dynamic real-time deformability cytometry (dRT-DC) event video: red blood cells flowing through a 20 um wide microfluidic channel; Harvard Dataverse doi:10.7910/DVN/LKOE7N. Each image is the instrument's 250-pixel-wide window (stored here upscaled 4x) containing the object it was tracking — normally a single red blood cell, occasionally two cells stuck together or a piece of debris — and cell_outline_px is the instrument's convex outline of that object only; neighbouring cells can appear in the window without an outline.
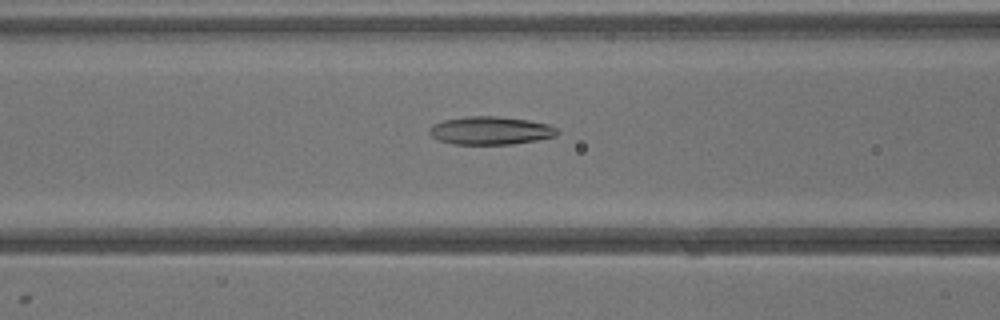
{"species": "common noctule bat (a hibernating species)", "species_latin": "Nyctalus noctula", "temperature_condition": "warm", "stored_images_in_passage": 37, "camera_frame_rate_fps": 3000, "um_per_image_px": 0.085, "animal": {"sex": "male", "body_mass_g": 13.3}, "frame": {"image": 1, "passage_image": 15, "time_ms": 4.667, "image_size_px": [1000, 320], "cell_outline_px": [[556, 136], [536, 140], [512, 144], [452, 144], [440, 140], [432, 136], [428, 132], [428, 128], [432, 124], [444, 120], [468, 116], [496, 116], [528, 120], [548, 124], [556, 128]], "centroid_in_image_um": [41.65, 11.09], "position_along_channel_um": 124.9, "area_um2": 20.81}}
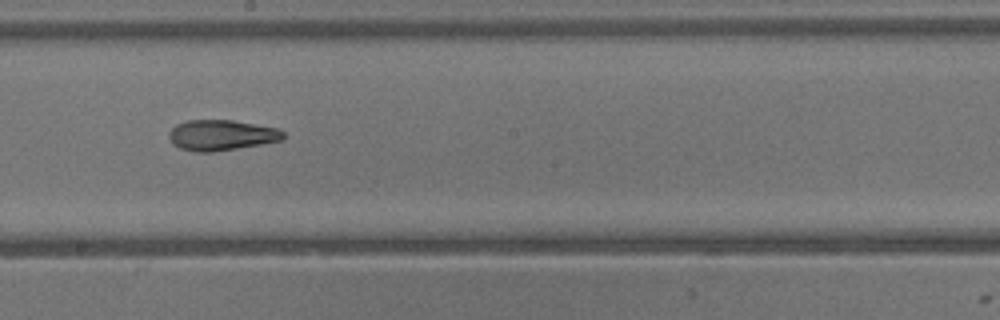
{"frame": {"image": 2, "passage_image": 21, "time_ms": 6.667, "image_size_px": [1000, 320], "cell_outline_px": [[284, 140], [212, 152], [196, 152], [180, 148], [172, 144], [168, 136], [168, 132], [176, 124], [188, 120], [232, 120], [276, 128], [284, 132]], "centroid_in_image_um": [18.78, 11.49], "position_along_channel_um": 229.4, "area_um2": 20.29}}
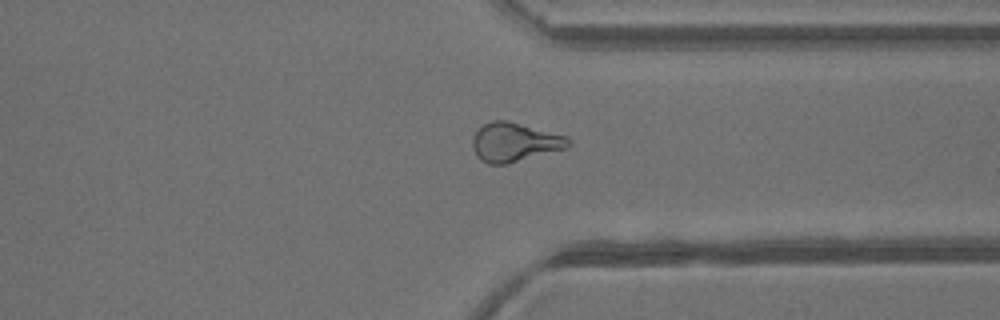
{"frame": {"image": 3, "passage_image": 29, "time_ms": 9.333, "image_size_px": [1000, 320], "cell_outline_px": [[572, 144], [568, 148], [508, 164], [488, 164], [480, 160], [476, 156], [472, 148], [472, 140], [476, 132], [484, 124], [492, 120], [508, 120], [568, 136], [572, 140]], "centroid_in_image_um": [43.77, 12.09], "position_along_channel_um": 367.6, "area_um2": 22.14}}